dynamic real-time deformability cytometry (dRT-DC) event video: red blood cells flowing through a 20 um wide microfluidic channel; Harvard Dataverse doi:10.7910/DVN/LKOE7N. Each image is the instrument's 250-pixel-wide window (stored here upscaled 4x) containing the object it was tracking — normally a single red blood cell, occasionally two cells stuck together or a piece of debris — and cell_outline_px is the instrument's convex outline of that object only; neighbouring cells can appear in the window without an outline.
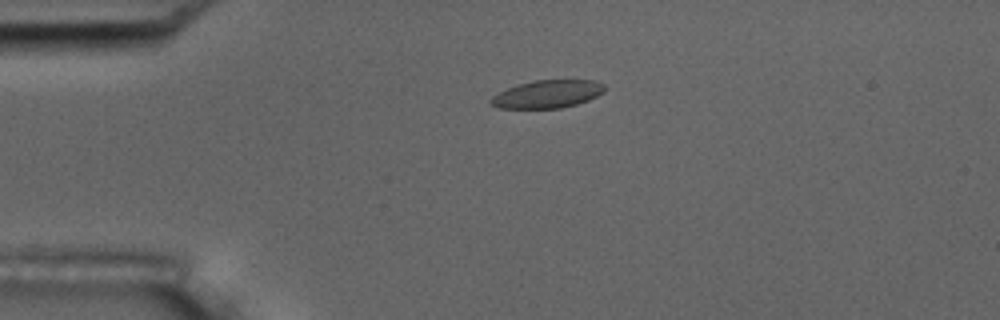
{"species": "common noctule bat (a hibernating species)", "species_latin": "Nyctalus noctula", "temperature_condition": "room temperature", "stored_images_in_passage": 2, "camera_frame_rate_fps": 3000, "um_per_image_px": 0.085, "animal": {"sex": "male", "body_mass_g": 17.5, "forearm_length_mm": 52.3}, "frame": {"image": 1, "passage_image": 1, "time_ms": 0.0, "image_size_px": [1000, 320], "cell_outline_px": [[604, 92], [588, 100], [576, 104], [560, 108], [500, 108], [492, 104], [488, 100], [492, 96], [516, 84], [536, 80], [592, 80], [604, 84]], "centroid_in_image_um": [46.52, 7.99], "position_along_channel_um": 38.5, "area_um2": 18.32}}